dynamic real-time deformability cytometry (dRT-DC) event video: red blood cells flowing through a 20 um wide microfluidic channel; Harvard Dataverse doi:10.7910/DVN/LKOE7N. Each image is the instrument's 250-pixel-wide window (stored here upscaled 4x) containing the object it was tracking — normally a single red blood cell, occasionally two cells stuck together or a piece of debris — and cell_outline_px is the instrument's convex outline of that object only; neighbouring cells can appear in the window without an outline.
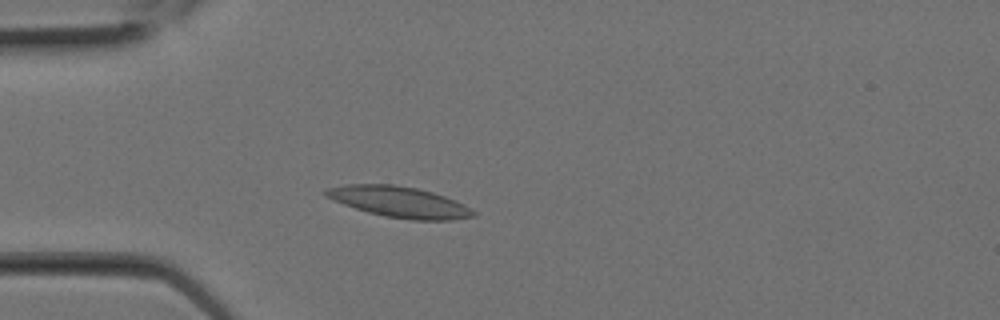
{"species": "Egyptian fruit bat (a non-hibernating species)", "species_latin": "Rousettus aegyptiacus", "temperature_condition": "room temperature", "stored_images_in_passage": 3, "camera_frame_rate_fps": 3000, "um_per_image_px": 0.085, "animal": {"sex": "female"}, "frame": {"image": 1, "passage_image": 3, "time_ms": 0.667, "image_size_px": [1000, 320], "cell_outline_px": [[476, 216], [452, 220], [412, 220], [384, 216], [368, 212], [344, 204], [324, 196], [320, 192], [324, 188], [344, 184], [392, 184], [416, 188], [432, 192], [456, 200], [464, 204], [476, 212]], "centroid_in_image_um": [33.91, 17.16], "position_along_channel_um": 51.1, "area_um2": 26.7}}